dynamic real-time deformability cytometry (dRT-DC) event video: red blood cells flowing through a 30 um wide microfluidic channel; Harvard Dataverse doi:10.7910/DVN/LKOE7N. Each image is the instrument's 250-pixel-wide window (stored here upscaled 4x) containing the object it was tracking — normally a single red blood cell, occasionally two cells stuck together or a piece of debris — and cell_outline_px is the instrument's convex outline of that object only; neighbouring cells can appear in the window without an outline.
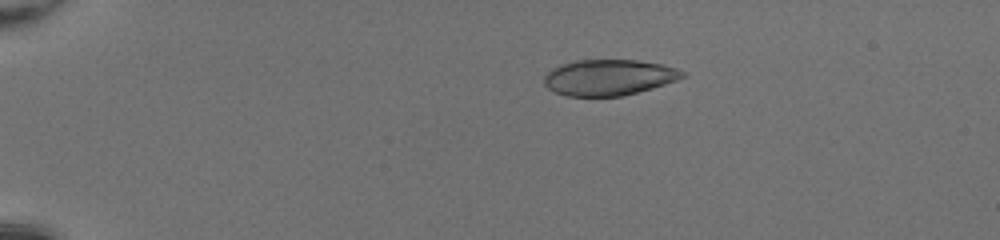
{"species": "common noctule bat (a hibernating species)", "species_latin": "Nyctalus noctula", "temperature_condition": "room temperature", "stored_images_in_passage": 51, "camera_frame_rate_fps": 3000, "um_per_image_px": 0.085, "animal": {"sex": "female", "body_mass_g": 20.0, "forearm_length_mm": 54.0}, "frame": {"image": 1, "passage_image": 12, "time_ms": 3.667, "image_size_px": [1000, 240], "cell_outline_px": [[688, 76], [652, 88], [624, 96], [568, 96], [556, 92], [548, 88], [544, 84], [544, 76], [552, 68], [560, 64], [576, 60], [636, 60], [660, 64], [676, 68], [684, 72]], "centroid_in_image_um": [51.74, 6.58], "position_along_channel_um": 33.3, "area_um2": 28.9}}